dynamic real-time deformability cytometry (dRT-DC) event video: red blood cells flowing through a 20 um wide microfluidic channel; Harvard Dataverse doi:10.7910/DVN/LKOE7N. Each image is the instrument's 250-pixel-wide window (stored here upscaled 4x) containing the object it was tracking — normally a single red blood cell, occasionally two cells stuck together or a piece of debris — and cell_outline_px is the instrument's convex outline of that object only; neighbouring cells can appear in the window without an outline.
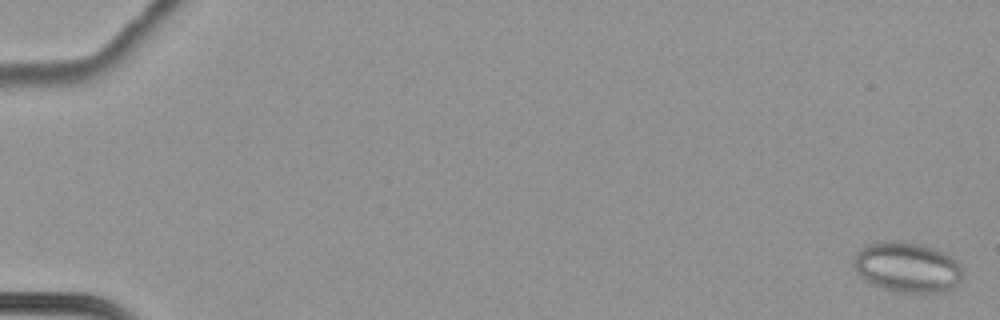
{"species": "common noctule bat (a hibernating species)", "species_latin": "Nyctalus noctula", "temperature_condition": "cold", "stored_images_in_passage": 68, "camera_frame_rate_fps": 3000, "um_per_image_px": 0.085, "animal": {"sex": "female", "body_mass_g": 22.7, "forearm_length_mm": 54.2}, "frame": {"image": 1, "passage_image": 2, "time_ms": 0.333, "image_size_px": [1000, 320], "cell_outline_px": [[960, 280], [952, 288], [940, 292], [896, 292], [868, 284], [856, 272], [852, 264], [852, 260], [856, 252], [860, 248], [868, 244], [884, 240], [904, 240], [936, 248], [952, 256], [960, 264]], "centroid_in_image_um": [77.05, 22.69], "position_along_channel_um": 8.0, "area_um2": 32.43}}
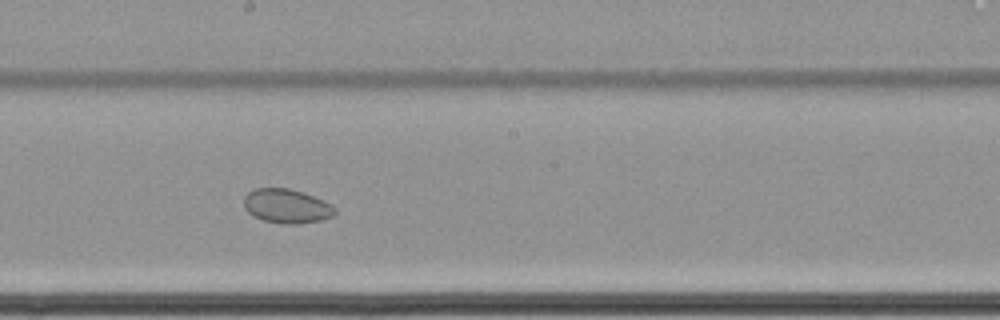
{"frame": {"image": 2, "passage_image": 42, "time_ms": 13.667, "image_size_px": [1000, 320], "cell_outline_px": [[336, 212], [332, 216], [320, 220], [296, 224], [280, 224], [264, 220], [252, 216], [244, 208], [244, 196], [252, 188], [288, 188], [304, 192], [336, 208]], "centroid_in_image_um": [24.31, 17.52], "position_along_channel_um": 223.9, "area_um2": 18.09}}
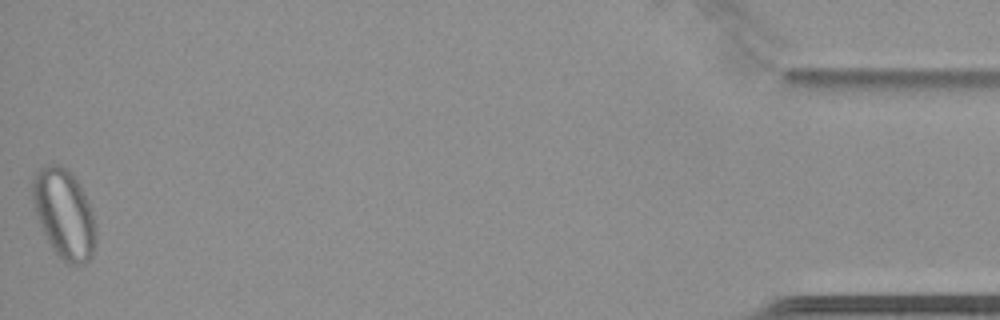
{"frame": {"image": 3, "passage_image": 68, "time_ms": 22.333, "image_size_px": [1000, 320], "cell_outline_px": [[96, 244], [92, 256], [84, 264], [68, 264], [52, 248], [40, 224], [32, 200], [32, 180], [36, 172], [40, 168], [48, 164], [60, 164], [72, 172], [92, 212], [96, 228]], "centroid_in_image_um": [5.45, 18.17], "position_along_channel_um": 429.7, "area_um2": 32.6}}